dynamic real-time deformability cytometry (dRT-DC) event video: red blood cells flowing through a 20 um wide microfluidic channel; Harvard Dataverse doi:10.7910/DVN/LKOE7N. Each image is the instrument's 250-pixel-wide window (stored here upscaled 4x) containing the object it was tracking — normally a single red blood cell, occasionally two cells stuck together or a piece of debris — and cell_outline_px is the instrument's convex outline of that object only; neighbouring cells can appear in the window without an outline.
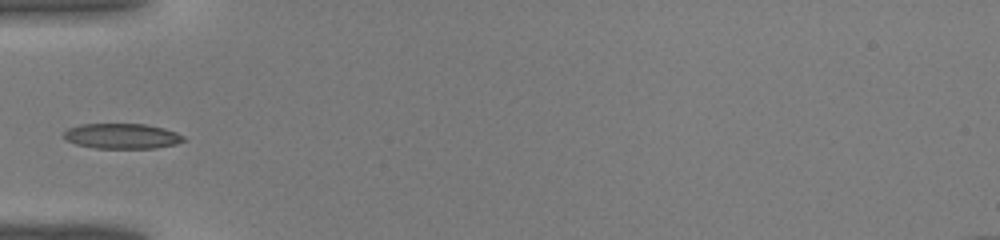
{"species": "common noctule bat (a hibernating species)", "species_latin": "Nyctalus noctula", "temperature_condition": "warm", "stored_images_in_passage": 29, "camera_frame_rate_fps": 3000, "um_per_image_px": 0.085, "animal": {"sex": "male", "body_mass_g": 19.0, "forearm_length_mm": 50.8}, "frame": {"image": 1, "passage_image": 1, "time_ms": 0.0, "image_size_px": [1000, 240], "cell_outline_px": [[188, 140], [176, 144], [156, 148], [96, 148], [76, 144], [64, 140], [64, 132], [68, 128], [80, 124], [144, 124], [164, 128], [176, 132], [184, 136]], "centroid_in_image_um": [10.38, 11.57], "position_along_channel_um": 74.6, "area_um2": 17.74}}
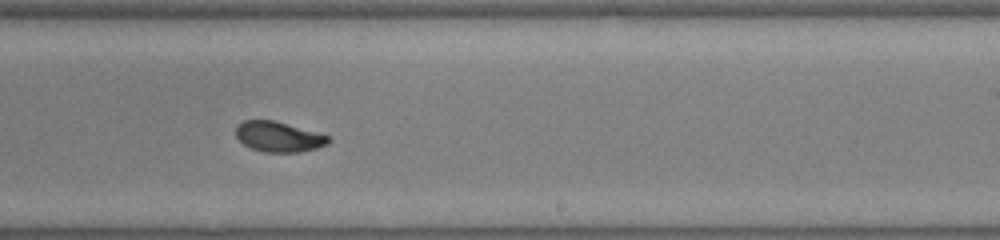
{"frame": {"image": 2, "passage_image": 13, "time_ms": 4.0, "image_size_px": [1000, 240], "cell_outline_px": [[332, 140], [328, 144], [316, 148], [300, 152], [264, 152], [252, 148], [244, 144], [236, 136], [236, 124], [244, 120], [272, 120], [328, 136]], "centroid_in_image_um": [23.65, 11.63], "position_along_channel_um": 265.3, "area_um2": 16.07}}
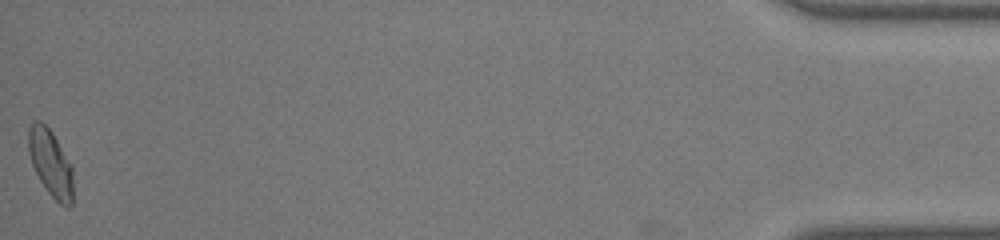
{"frame": {"image": 3, "passage_image": 29, "time_ms": 9.333, "image_size_px": [1000, 240], "cell_outline_px": [[72, 204], [68, 208], [64, 208], [48, 192], [40, 180], [32, 164], [28, 152], [28, 128], [32, 120], [40, 120], [52, 132], [72, 164]], "centroid_in_image_um": [4.3, 13.84], "position_along_channel_um": 430.9, "area_um2": 17.51}}